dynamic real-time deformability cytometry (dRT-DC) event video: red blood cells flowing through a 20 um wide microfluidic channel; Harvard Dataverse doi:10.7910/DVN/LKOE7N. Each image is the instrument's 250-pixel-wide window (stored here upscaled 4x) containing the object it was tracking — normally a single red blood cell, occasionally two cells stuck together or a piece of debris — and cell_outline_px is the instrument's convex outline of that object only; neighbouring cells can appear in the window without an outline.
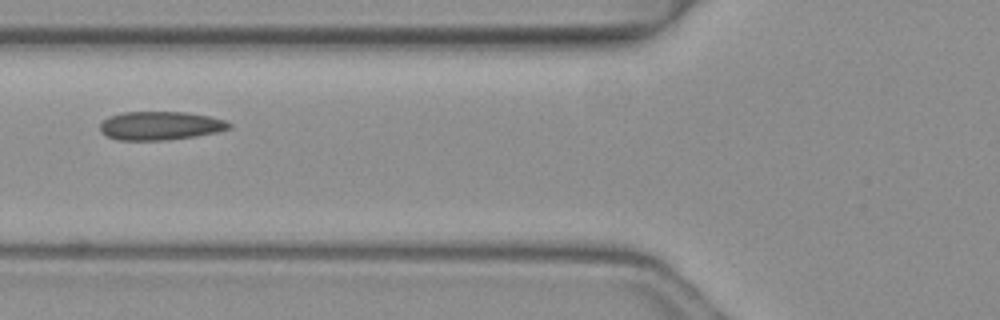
{"species": "common noctule bat (a hibernating species)", "species_latin": "Nyctalus noctula", "temperature_condition": "warm", "stored_images_in_passage": 6, "camera_frame_rate_fps": 3000, "um_per_image_px": 0.085, "animal": {"sex": "female", "body_mass_g": 19.3, "forearm_length_mm": 54.1}, "frame": {"image": 1, "passage_image": 5, "time_ms": 1.333, "image_size_px": [1000, 320], "cell_outline_px": [[232, 128], [216, 132], [196, 136], [164, 140], [116, 140], [104, 136], [100, 132], [100, 124], [108, 116], [120, 112], [188, 112], [212, 116], [224, 120], [232, 124]], "centroid_in_image_um": [13.61, 10.68], "position_along_channel_um": 112.2, "area_um2": 21.79}}
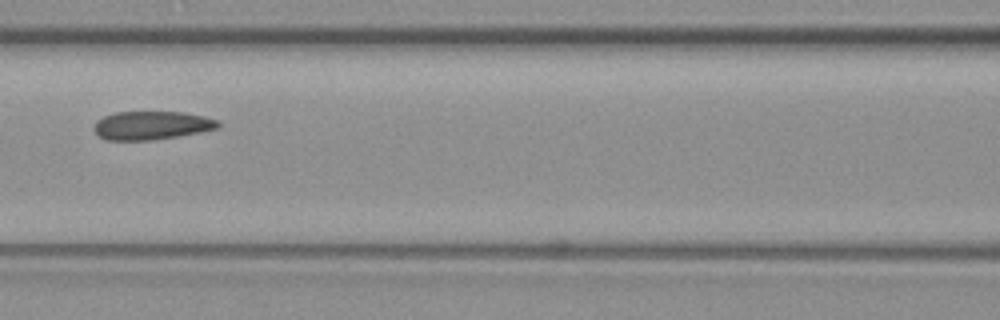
{"frame": {"image": 2, "passage_image": 6, "time_ms": 1.667, "image_size_px": [1000, 320], "cell_outline_px": [[220, 128], [200, 132], [176, 136], [148, 140], [104, 140], [92, 128], [96, 120], [104, 116], [116, 112], [184, 112], [204, 116], [220, 120]], "centroid_in_image_um": [12.89, 10.65], "position_along_channel_um": 153.7, "area_um2": 20.63}}